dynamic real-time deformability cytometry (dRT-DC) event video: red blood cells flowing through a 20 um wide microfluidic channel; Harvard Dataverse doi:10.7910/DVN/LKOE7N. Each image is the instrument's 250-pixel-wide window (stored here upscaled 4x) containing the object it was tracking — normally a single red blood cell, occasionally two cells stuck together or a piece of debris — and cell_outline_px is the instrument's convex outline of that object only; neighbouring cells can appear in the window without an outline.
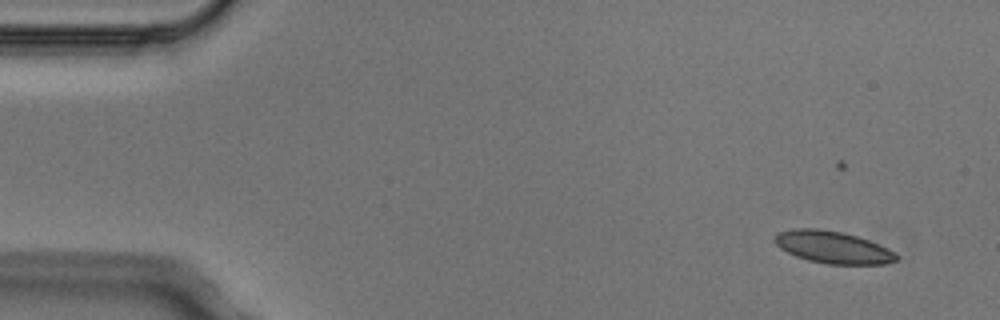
{"species": "Egyptian fruit bat (a non-hibernating species)", "species_latin": "Rousettus aegyptiacus", "temperature_condition": "cold", "stored_images_in_passage": 6, "camera_frame_rate_fps": 3000, "um_per_image_px": 0.085, "animal": {"sex": "male"}, "frame": {"image": 1, "passage_image": 2, "time_ms": 0.333, "image_size_px": [1000, 320], "cell_outline_px": [[900, 256], [896, 260], [884, 264], [828, 264], [808, 260], [796, 256], [780, 248], [776, 244], [776, 232], [792, 228], [816, 228], [844, 232], [868, 240], [888, 248]], "centroid_in_image_um": [70.79, 21.01], "position_along_channel_um": 14.2, "area_um2": 22.77}}